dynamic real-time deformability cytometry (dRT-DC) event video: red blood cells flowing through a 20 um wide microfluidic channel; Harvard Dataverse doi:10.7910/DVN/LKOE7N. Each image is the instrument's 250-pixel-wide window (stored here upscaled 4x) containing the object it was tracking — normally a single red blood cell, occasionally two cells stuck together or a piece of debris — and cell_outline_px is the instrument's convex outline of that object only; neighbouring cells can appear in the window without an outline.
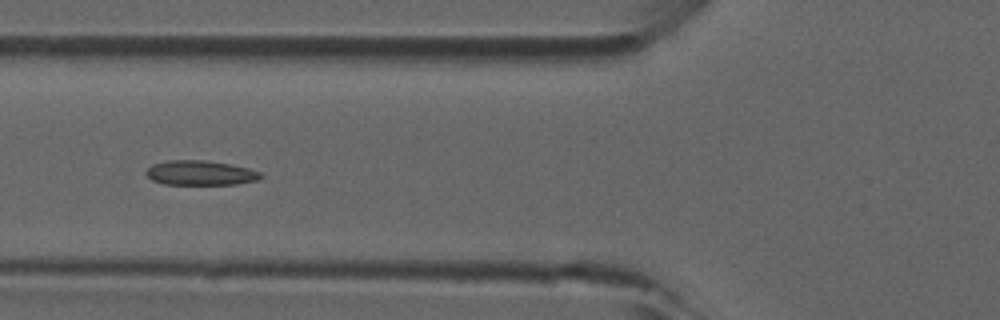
{"species": "common noctule bat (a hibernating species)", "species_latin": "Nyctalus noctula", "temperature_condition": "room temperature", "stored_images_in_passage": 43, "camera_frame_rate_fps": 3000, "um_per_image_px": 0.085, "animal": {"sex": "male", "forearm_length_mm": 52.5}, "frame": {"image": 1, "passage_image": 13, "time_ms": 4.0, "image_size_px": [1000, 320], "cell_outline_px": [[264, 176], [256, 180], [236, 184], [164, 184], [152, 180], [144, 172], [152, 164], [168, 160], [204, 160], [232, 164], [248, 168], [260, 172]], "centroid_in_image_um": [17.02, 14.69], "position_along_channel_um": 108.8, "area_um2": 16.47}}
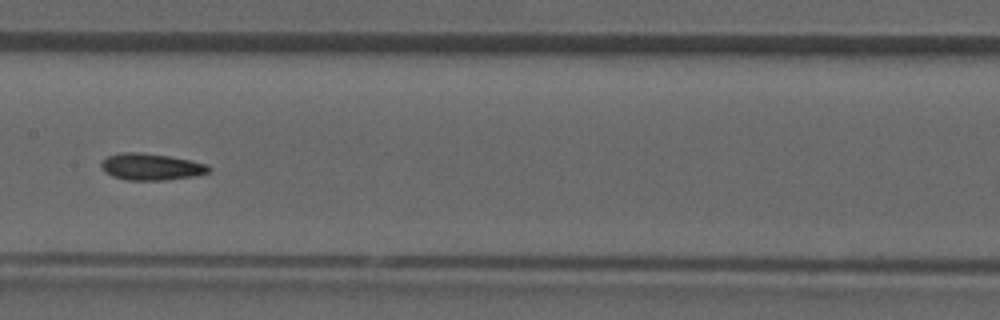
{"frame": {"image": 2, "passage_image": 19, "time_ms": 6.0, "image_size_px": [1000, 320], "cell_outline_px": [[212, 168], [208, 172], [196, 176], [164, 180], [128, 180], [112, 176], [104, 172], [100, 164], [108, 156], [120, 152], [140, 152], [168, 156], [208, 164]], "centroid_in_image_um": [12.84, 14.18], "position_along_channel_um": 194.6, "area_um2": 16.7}}